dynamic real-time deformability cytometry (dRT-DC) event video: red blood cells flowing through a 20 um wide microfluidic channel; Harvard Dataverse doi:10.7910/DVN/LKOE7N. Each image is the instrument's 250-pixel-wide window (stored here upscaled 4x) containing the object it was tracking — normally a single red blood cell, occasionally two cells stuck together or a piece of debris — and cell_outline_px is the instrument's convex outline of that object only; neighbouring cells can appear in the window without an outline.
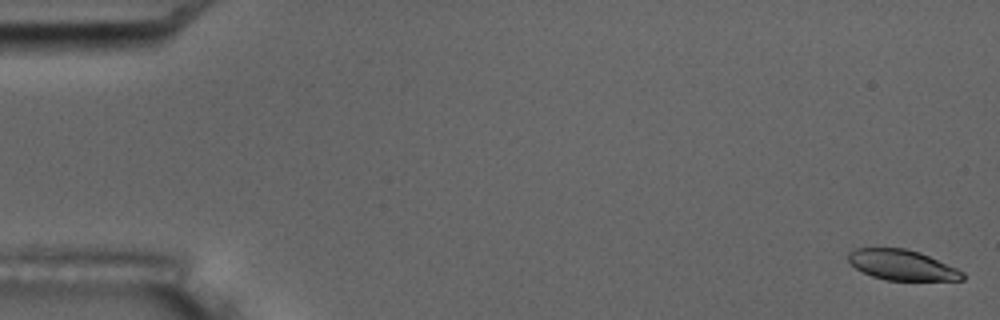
{"species": "common noctule bat (a hibernating species)", "species_latin": "Nyctalus noctula", "temperature_condition": "room temperature", "stored_images_in_passage": 5, "camera_frame_rate_fps": 3000, "um_per_image_px": 0.085, "animal": {"sex": "male", "body_mass_g": 17.5, "forearm_length_mm": 52.3}, "frame": {"image": 1, "passage_image": 1, "time_ms": 0.0, "image_size_px": [1000, 320], "cell_outline_px": [[964, 280], [884, 280], [872, 276], [856, 268], [848, 260], [848, 252], [856, 248], [904, 248], [920, 252], [956, 268], [964, 272]], "centroid_in_image_um": [76.67, 22.52], "position_along_channel_um": 8.3, "area_um2": 20.06}}
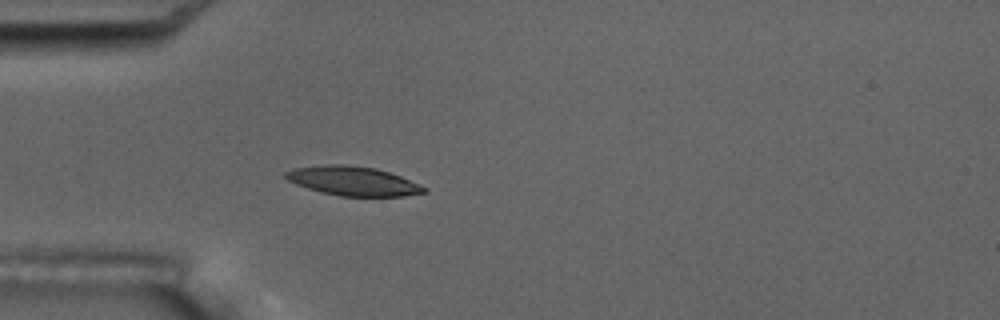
{"frame": {"image": 2, "passage_image": 5, "time_ms": 5.333, "image_size_px": [1000, 320], "cell_outline_px": [[428, 188], [424, 192], [404, 196], [340, 196], [320, 192], [296, 184], [288, 180], [284, 176], [284, 172], [292, 168], [328, 164], [340, 164], [376, 168], [400, 176]], "centroid_in_image_um": [29.97, 15.38], "position_along_channel_um": 55.0, "area_um2": 23.41}}